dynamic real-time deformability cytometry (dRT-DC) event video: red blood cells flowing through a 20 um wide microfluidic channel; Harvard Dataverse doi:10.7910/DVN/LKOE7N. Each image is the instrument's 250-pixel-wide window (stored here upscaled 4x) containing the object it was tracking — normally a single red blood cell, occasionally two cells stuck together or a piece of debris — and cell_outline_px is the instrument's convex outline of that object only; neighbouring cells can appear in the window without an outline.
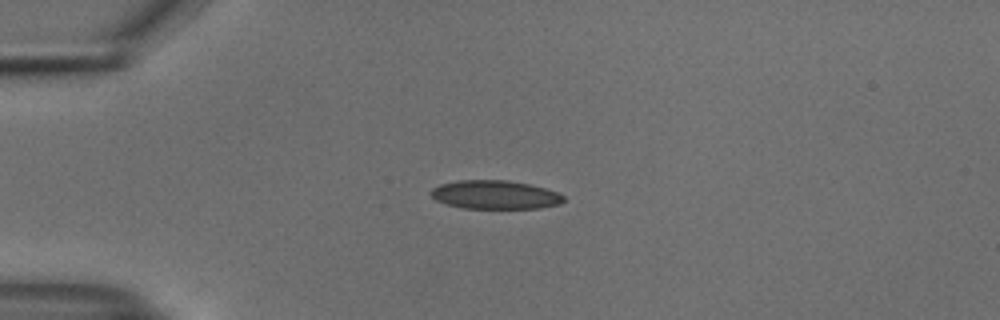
{"species": "common noctule bat (a hibernating species)", "species_latin": "Nyctalus noctula", "temperature_condition": "cold", "stored_images_in_passage": 41, "camera_frame_rate_fps": 3000, "um_per_image_px": 0.085, "animal": {"sex": "male", "body_mass_g": 18.8}, "frame": {"image": 1, "passage_image": 1, "time_ms": 0.0, "image_size_px": [1000, 320], "cell_outline_px": [[564, 200], [560, 204], [540, 208], [464, 208], [444, 204], [436, 200], [432, 196], [432, 188], [440, 184], [460, 180], [508, 180], [528, 184], [544, 188], [556, 192], [564, 196]], "centroid_in_image_um": [42.07, 16.55], "position_along_channel_um": 42.9, "area_um2": 22.02}}
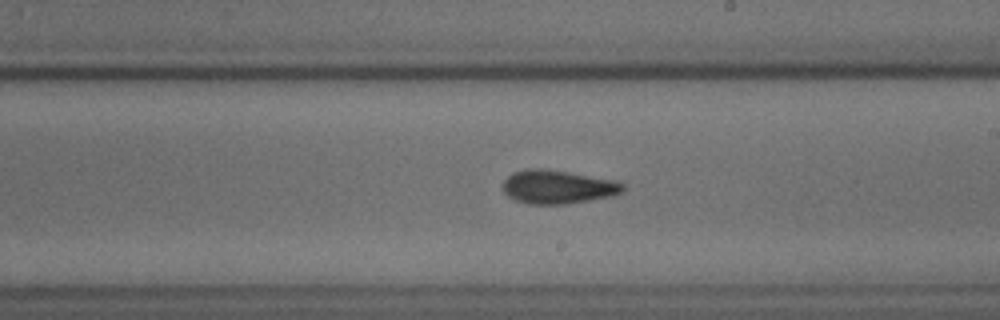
{"frame": {"image": 2, "passage_image": 19, "time_ms": 6.0, "image_size_px": [1000, 320], "cell_outline_px": [[624, 192], [612, 196], [564, 204], [528, 204], [516, 200], [508, 196], [500, 188], [504, 180], [512, 172], [528, 168], [540, 168], [568, 172], [620, 180], [624, 184]], "centroid_in_image_um": [47.41, 15.88], "position_along_channel_um": 241.6, "area_um2": 23.81}}
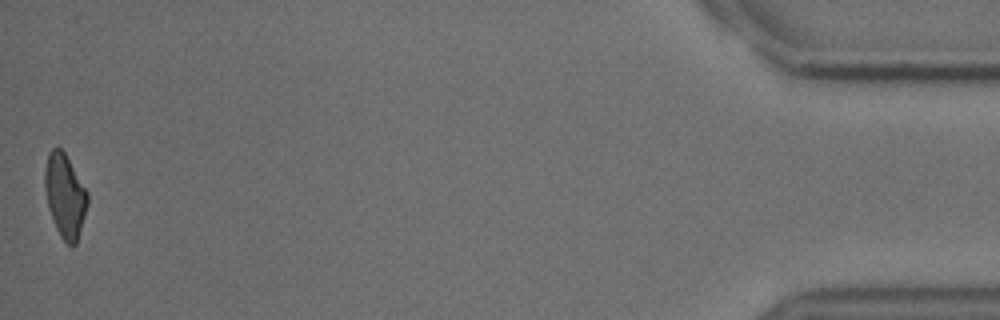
{"frame": {"image": 3, "passage_image": 41, "time_ms": 13.333, "image_size_px": [1000, 320], "cell_outline_px": [[88, 204], [76, 244], [72, 248], [60, 236], [56, 228], [48, 208], [44, 188], [44, 172], [48, 152], [52, 148], [60, 148], [64, 152], [88, 192]], "centroid_in_image_um": [5.51, 16.64], "position_along_channel_um": 429.7, "area_um2": 20.81}, "authors_computed_cell_mechanics": {"area_um2": 22.253, "velocity_mm_per_s": 3.7574, "shape_relaxation_time_tau1_ms": 4.9509, "shape_relaxation_time_tau2_ms": 2.8204, "deformation_change_tau1": 0.1342, "deformation_change_tau2": 0.1094}}